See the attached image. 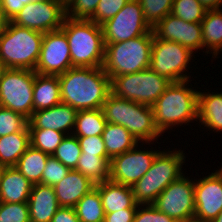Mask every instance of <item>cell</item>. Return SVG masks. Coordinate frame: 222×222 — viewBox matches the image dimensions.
I'll return each instance as SVG.
<instances>
[{
  "label": "cell",
  "mask_w": 222,
  "mask_h": 222,
  "mask_svg": "<svg viewBox=\"0 0 222 222\" xmlns=\"http://www.w3.org/2000/svg\"><path fill=\"white\" fill-rule=\"evenodd\" d=\"M141 209V210H140ZM133 222H177L152 204L138 205Z\"/></svg>",
  "instance_id": "41"
},
{
  "label": "cell",
  "mask_w": 222,
  "mask_h": 222,
  "mask_svg": "<svg viewBox=\"0 0 222 222\" xmlns=\"http://www.w3.org/2000/svg\"><path fill=\"white\" fill-rule=\"evenodd\" d=\"M30 145L45 152L49 156L53 155L67 134L52 129H29Z\"/></svg>",
  "instance_id": "32"
},
{
  "label": "cell",
  "mask_w": 222,
  "mask_h": 222,
  "mask_svg": "<svg viewBox=\"0 0 222 222\" xmlns=\"http://www.w3.org/2000/svg\"><path fill=\"white\" fill-rule=\"evenodd\" d=\"M66 18L65 5L59 0H42L25 5L12 23L42 33L61 29Z\"/></svg>",
  "instance_id": "13"
},
{
  "label": "cell",
  "mask_w": 222,
  "mask_h": 222,
  "mask_svg": "<svg viewBox=\"0 0 222 222\" xmlns=\"http://www.w3.org/2000/svg\"><path fill=\"white\" fill-rule=\"evenodd\" d=\"M152 29L158 39L180 43L193 53L203 48L201 22H187L169 14Z\"/></svg>",
  "instance_id": "17"
},
{
  "label": "cell",
  "mask_w": 222,
  "mask_h": 222,
  "mask_svg": "<svg viewBox=\"0 0 222 222\" xmlns=\"http://www.w3.org/2000/svg\"><path fill=\"white\" fill-rule=\"evenodd\" d=\"M3 170H4V167L0 165V178H1Z\"/></svg>",
  "instance_id": "52"
},
{
  "label": "cell",
  "mask_w": 222,
  "mask_h": 222,
  "mask_svg": "<svg viewBox=\"0 0 222 222\" xmlns=\"http://www.w3.org/2000/svg\"><path fill=\"white\" fill-rule=\"evenodd\" d=\"M153 29L123 42L104 43L103 70L109 78L140 72L150 67Z\"/></svg>",
  "instance_id": "6"
},
{
  "label": "cell",
  "mask_w": 222,
  "mask_h": 222,
  "mask_svg": "<svg viewBox=\"0 0 222 222\" xmlns=\"http://www.w3.org/2000/svg\"><path fill=\"white\" fill-rule=\"evenodd\" d=\"M198 120L208 130L222 131L221 92H198Z\"/></svg>",
  "instance_id": "24"
},
{
  "label": "cell",
  "mask_w": 222,
  "mask_h": 222,
  "mask_svg": "<svg viewBox=\"0 0 222 222\" xmlns=\"http://www.w3.org/2000/svg\"><path fill=\"white\" fill-rule=\"evenodd\" d=\"M76 114V109L60 103L51 108L33 112L28 120V129H52L70 135L75 128Z\"/></svg>",
  "instance_id": "18"
},
{
  "label": "cell",
  "mask_w": 222,
  "mask_h": 222,
  "mask_svg": "<svg viewBox=\"0 0 222 222\" xmlns=\"http://www.w3.org/2000/svg\"><path fill=\"white\" fill-rule=\"evenodd\" d=\"M95 188L100 193L105 214L123 209H137L139 205L134 199L130 186L117 184L108 180L95 184Z\"/></svg>",
  "instance_id": "21"
},
{
  "label": "cell",
  "mask_w": 222,
  "mask_h": 222,
  "mask_svg": "<svg viewBox=\"0 0 222 222\" xmlns=\"http://www.w3.org/2000/svg\"><path fill=\"white\" fill-rule=\"evenodd\" d=\"M107 121L100 109L78 110L73 135L88 137L102 135Z\"/></svg>",
  "instance_id": "30"
},
{
  "label": "cell",
  "mask_w": 222,
  "mask_h": 222,
  "mask_svg": "<svg viewBox=\"0 0 222 222\" xmlns=\"http://www.w3.org/2000/svg\"><path fill=\"white\" fill-rule=\"evenodd\" d=\"M60 2H62L64 5H66L68 2H70L71 0H59Z\"/></svg>",
  "instance_id": "51"
},
{
  "label": "cell",
  "mask_w": 222,
  "mask_h": 222,
  "mask_svg": "<svg viewBox=\"0 0 222 222\" xmlns=\"http://www.w3.org/2000/svg\"><path fill=\"white\" fill-rule=\"evenodd\" d=\"M44 33L7 21L0 32V59L7 69H31L37 65Z\"/></svg>",
  "instance_id": "5"
},
{
  "label": "cell",
  "mask_w": 222,
  "mask_h": 222,
  "mask_svg": "<svg viewBox=\"0 0 222 222\" xmlns=\"http://www.w3.org/2000/svg\"><path fill=\"white\" fill-rule=\"evenodd\" d=\"M192 54L190 49L180 43L160 40L154 35L149 68L171 82L189 81L186 69L193 58Z\"/></svg>",
  "instance_id": "10"
},
{
  "label": "cell",
  "mask_w": 222,
  "mask_h": 222,
  "mask_svg": "<svg viewBox=\"0 0 222 222\" xmlns=\"http://www.w3.org/2000/svg\"><path fill=\"white\" fill-rule=\"evenodd\" d=\"M104 43L123 42L152 30L145 21L139 0H130L114 17L101 25Z\"/></svg>",
  "instance_id": "12"
},
{
  "label": "cell",
  "mask_w": 222,
  "mask_h": 222,
  "mask_svg": "<svg viewBox=\"0 0 222 222\" xmlns=\"http://www.w3.org/2000/svg\"><path fill=\"white\" fill-rule=\"evenodd\" d=\"M194 220L212 222L222 210V176L217 172L194 180Z\"/></svg>",
  "instance_id": "16"
},
{
  "label": "cell",
  "mask_w": 222,
  "mask_h": 222,
  "mask_svg": "<svg viewBox=\"0 0 222 222\" xmlns=\"http://www.w3.org/2000/svg\"><path fill=\"white\" fill-rule=\"evenodd\" d=\"M206 10L220 9L222 0H198Z\"/></svg>",
  "instance_id": "46"
},
{
  "label": "cell",
  "mask_w": 222,
  "mask_h": 222,
  "mask_svg": "<svg viewBox=\"0 0 222 222\" xmlns=\"http://www.w3.org/2000/svg\"><path fill=\"white\" fill-rule=\"evenodd\" d=\"M212 222H222V210Z\"/></svg>",
  "instance_id": "49"
},
{
  "label": "cell",
  "mask_w": 222,
  "mask_h": 222,
  "mask_svg": "<svg viewBox=\"0 0 222 222\" xmlns=\"http://www.w3.org/2000/svg\"><path fill=\"white\" fill-rule=\"evenodd\" d=\"M6 23H7V20L4 18L2 14L1 5H0V32L4 29Z\"/></svg>",
  "instance_id": "47"
},
{
  "label": "cell",
  "mask_w": 222,
  "mask_h": 222,
  "mask_svg": "<svg viewBox=\"0 0 222 222\" xmlns=\"http://www.w3.org/2000/svg\"><path fill=\"white\" fill-rule=\"evenodd\" d=\"M6 70H7V67L5 66L4 62L0 59V81H1L3 74Z\"/></svg>",
  "instance_id": "48"
},
{
  "label": "cell",
  "mask_w": 222,
  "mask_h": 222,
  "mask_svg": "<svg viewBox=\"0 0 222 222\" xmlns=\"http://www.w3.org/2000/svg\"><path fill=\"white\" fill-rule=\"evenodd\" d=\"M183 150L160 151L150 169L131 188L139 205L153 204L168 185L183 175Z\"/></svg>",
  "instance_id": "7"
},
{
  "label": "cell",
  "mask_w": 222,
  "mask_h": 222,
  "mask_svg": "<svg viewBox=\"0 0 222 222\" xmlns=\"http://www.w3.org/2000/svg\"><path fill=\"white\" fill-rule=\"evenodd\" d=\"M30 222H51L60 208L53 186L33 184L28 200Z\"/></svg>",
  "instance_id": "19"
},
{
  "label": "cell",
  "mask_w": 222,
  "mask_h": 222,
  "mask_svg": "<svg viewBox=\"0 0 222 222\" xmlns=\"http://www.w3.org/2000/svg\"><path fill=\"white\" fill-rule=\"evenodd\" d=\"M82 153L108 156L102 135L77 137Z\"/></svg>",
  "instance_id": "42"
},
{
  "label": "cell",
  "mask_w": 222,
  "mask_h": 222,
  "mask_svg": "<svg viewBox=\"0 0 222 222\" xmlns=\"http://www.w3.org/2000/svg\"><path fill=\"white\" fill-rule=\"evenodd\" d=\"M201 26L203 48L209 49L205 51L207 54L214 55L222 46V9L207 10Z\"/></svg>",
  "instance_id": "27"
},
{
  "label": "cell",
  "mask_w": 222,
  "mask_h": 222,
  "mask_svg": "<svg viewBox=\"0 0 222 222\" xmlns=\"http://www.w3.org/2000/svg\"><path fill=\"white\" fill-rule=\"evenodd\" d=\"M107 155L114 156L133 149L139 142L124 127L118 124L107 123L102 133Z\"/></svg>",
  "instance_id": "26"
},
{
  "label": "cell",
  "mask_w": 222,
  "mask_h": 222,
  "mask_svg": "<svg viewBox=\"0 0 222 222\" xmlns=\"http://www.w3.org/2000/svg\"><path fill=\"white\" fill-rule=\"evenodd\" d=\"M30 146L29 131L14 132L0 137V165L15 167L19 158Z\"/></svg>",
  "instance_id": "25"
},
{
  "label": "cell",
  "mask_w": 222,
  "mask_h": 222,
  "mask_svg": "<svg viewBox=\"0 0 222 222\" xmlns=\"http://www.w3.org/2000/svg\"><path fill=\"white\" fill-rule=\"evenodd\" d=\"M82 151L78 139L73 134L66 135L60 145L56 148L53 156L63 165L75 169Z\"/></svg>",
  "instance_id": "33"
},
{
  "label": "cell",
  "mask_w": 222,
  "mask_h": 222,
  "mask_svg": "<svg viewBox=\"0 0 222 222\" xmlns=\"http://www.w3.org/2000/svg\"><path fill=\"white\" fill-rule=\"evenodd\" d=\"M206 11L198 0H174L171 14L187 22H201Z\"/></svg>",
  "instance_id": "35"
},
{
  "label": "cell",
  "mask_w": 222,
  "mask_h": 222,
  "mask_svg": "<svg viewBox=\"0 0 222 222\" xmlns=\"http://www.w3.org/2000/svg\"><path fill=\"white\" fill-rule=\"evenodd\" d=\"M188 82H172L152 105L154 123L163 134L173 126L198 120V92Z\"/></svg>",
  "instance_id": "2"
},
{
  "label": "cell",
  "mask_w": 222,
  "mask_h": 222,
  "mask_svg": "<svg viewBox=\"0 0 222 222\" xmlns=\"http://www.w3.org/2000/svg\"><path fill=\"white\" fill-rule=\"evenodd\" d=\"M62 103L58 75L35 72L33 86V112L51 108Z\"/></svg>",
  "instance_id": "23"
},
{
  "label": "cell",
  "mask_w": 222,
  "mask_h": 222,
  "mask_svg": "<svg viewBox=\"0 0 222 222\" xmlns=\"http://www.w3.org/2000/svg\"><path fill=\"white\" fill-rule=\"evenodd\" d=\"M62 103L74 109H100L110 94V78L102 67H72L58 75Z\"/></svg>",
  "instance_id": "1"
},
{
  "label": "cell",
  "mask_w": 222,
  "mask_h": 222,
  "mask_svg": "<svg viewBox=\"0 0 222 222\" xmlns=\"http://www.w3.org/2000/svg\"><path fill=\"white\" fill-rule=\"evenodd\" d=\"M0 222H30L28 203L0 202Z\"/></svg>",
  "instance_id": "38"
},
{
  "label": "cell",
  "mask_w": 222,
  "mask_h": 222,
  "mask_svg": "<svg viewBox=\"0 0 222 222\" xmlns=\"http://www.w3.org/2000/svg\"><path fill=\"white\" fill-rule=\"evenodd\" d=\"M51 222H80L73 207H60Z\"/></svg>",
  "instance_id": "45"
},
{
  "label": "cell",
  "mask_w": 222,
  "mask_h": 222,
  "mask_svg": "<svg viewBox=\"0 0 222 222\" xmlns=\"http://www.w3.org/2000/svg\"><path fill=\"white\" fill-rule=\"evenodd\" d=\"M95 188L89 178L77 170H70L68 175L54 186L60 207H74L84 195Z\"/></svg>",
  "instance_id": "20"
},
{
  "label": "cell",
  "mask_w": 222,
  "mask_h": 222,
  "mask_svg": "<svg viewBox=\"0 0 222 222\" xmlns=\"http://www.w3.org/2000/svg\"><path fill=\"white\" fill-rule=\"evenodd\" d=\"M42 0H0L1 11L7 21H11L21 9L29 4Z\"/></svg>",
  "instance_id": "43"
},
{
  "label": "cell",
  "mask_w": 222,
  "mask_h": 222,
  "mask_svg": "<svg viewBox=\"0 0 222 222\" xmlns=\"http://www.w3.org/2000/svg\"><path fill=\"white\" fill-rule=\"evenodd\" d=\"M172 82L150 68L110 79V93L121 99L152 106Z\"/></svg>",
  "instance_id": "8"
},
{
  "label": "cell",
  "mask_w": 222,
  "mask_h": 222,
  "mask_svg": "<svg viewBox=\"0 0 222 222\" xmlns=\"http://www.w3.org/2000/svg\"><path fill=\"white\" fill-rule=\"evenodd\" d=\"M28 119L11 109L0 106V137L14 132L29 131Z\"/></svg>",
  "instance_id": "36"
},
{
  "label": "cell",
  "mask_w": 222,
  "mask_h": 222,
  "mask_svg": "<svg viewBox=\"0 0 222 222\" xmlns=\"http://www.w3.org/2000/svg\"><path fill=\"white\" fill-rule=\"evenodd\" d=\"M48 157V154L30 145L19 158L15 168L32 184L41 183Z\"/></svg>",
  "instance_id": "28"
},
{
  "label": "cell",
  "mask_w": 222,
  "mask_h": 222,
  "mask_svg": "<svg viewBox=\"0 0 222 222\" xmlns=\"http://www.w3.org/2000/svg\"><path fill=\"white\" fill-rule=\"evenodd\" d=\"M32 186L15 167H4L0 178V202L27 203Z\"/></svg>",
  "instance_id": "22"
},
{
  "label": "cell",
  "mask_w": 222,
  "mask_h": 222,
  "mask_svg": "<svg viewBox=\"0 0 222 222\" xmlns=\"http://www.w3.org/2000/svg\"><path fill=\"white\" fill-rule=\"evenodd\" d=\"M34 79V70L7 69L0 81V106L29 120L33 113Z\"/></svg>",
  "instance_id": "9"
},
{
  "label": "cell",
  "mask_w": 222,
  "mask_h": 222,
  "mask_svg": "<svg viewBox=\"0 0 222 222\" xmlns=\"http://www.w3.org/2000/svg\"><path fill=\"white\" fill-rule=\"evenodd\" d=\"M100 0H71L65 5L66 17L72 19L89 20Z\"/></svg>",
  "instance_id": "40"
},
{
  "label": "cell",
  "mask_w": 222,
  "mask_h": 222,
  "mask_svg": "<svg viewBox=\"0 0 222 222\" xmlns=\"http://www.w3.org/2000/svg\"><path fill=\"white\" fill-rule=\"evenodd\" d=\"M221 176H222V168H220L219 170H216Z\"/></svg>",
  "instance_id": "53"
},
{
  "label": "cell",
  "mask_w": 222,
  "mask_h": 222,
  "mask_svg": "<svg viewBox=\"0 0 222 222\" xmlns=\"http://www.w3.org/2000/svg\"><path fill=\"white\" fill-rule=\"evenodd\" d=\"M110 161L109 156L81 153L74 170L79 171L93 183L98 184L110 179Z\"/></svg>",
  "instance_id": "29"
},
{
  "label": "cell",
  "mask_w": 222,
  "mask_h": 222,
  "mask_svg": "<svg viewBox=\"0 0 222 222\" xmlns=\"http://www.w3.org/2000/svg\"><path fill=\"white\" fill-rule=\"evenodd\" d=\"M61 29L70 47L73 67H102L105 44L102 27L91 20L66 17Z\"/></svg>",
  "instance_id": "3"
},
{
  "label": "cell",
  "mask_w": 222,
  "mask_h": 222,
  "mask_svg": "<svg viewBox=\"0 0 222 222\" xmlns=\"http://www.w3.org/2000/svg\"><path fill=\"white\" fill-rule=\"evenodd\" d=\"M80 222H103L105 217L100 193L94 188L73 207Z\"/></svg>",
  "instance_id": "31"
},
{
  "label": "cell",
  "mask_w": 222,
  "mask_h": 222,
  "mask_svg": "<svg viewBox=\"0 0 222 222\" xmlns=\"http://www.w3.org/2000/svg\"><path fill=\"white\" fill-rule=\"evenodd\" d=\"M71 169L63 165L53 155L48 157L41 177V184L55 186L65 178Z\"/></svg>",
  "instance_id": "37"
},
{
  "label": "cell",
  "mask_w": 222,
  "mask_h": 222,
  "mask_svg": "<svg viewBox=\"0 0 222 222\" xmlns=\"http://www.w3.org/2000/svg\"><path fill=\"white\" fill-rule=\"evenodd\" d=\"M220 52H222V46L219 48V50L214 55H212V57L217 58L216 56H218Z\"/></svg>",
  "instance_id": "50"
},
{
  "label": "cell",
  "mask_w": 222,
  "mask_h": 222,
  "mask_svg": "<svg viewBox=\"0 0 222 222\" xmlns=\"http://www.w3.org/2000/svg\"><path fill=\"white\" fill-rule=\"evenodd\" d=\"M101 110L107 123L124 126L139 143H148L162 135L154 123L152 106L107 96Z\"/></svg>",
  "instance_id": "4"
},
{
  "label": "cell",
  "mask_w": 222,
  "mask_h": 222,
  "mask_svg": "<svg viewBox=\"0 0 222 222\" xmlns=\"http://www.w3.org/2000/svg\"><path fill=\"white\" fill-rule=\"evenodd\" d=\"M177 222L194 220L195 193L194 181L185 174L171 182L152 204Z\"/></svg>",
  "instance_id": "11"
},
{
  "label": "cell",
  "mask_w": 222,
  "mask_h": 222,
  "mask_svg": "<svg viewBox=\"0 0 222 222\" xmlns=\"http://www.w3.org/2000/svg\"><path fill=\"white\" fill-rule=\"evenodd\" d=\"M137 209H123L105 214L103 222H133Z\"/></svg>",
  "instance_id": "44"
},
{
  "label": "cell",
  "mask_w": 222,
  "mask_h": 222,
  "mask_svg": "<svg viewBox=\"0 0 222 222\" xmlns=\"http://www.w3.org/2000/svg\"><path fill=\"white\" fill-rule=\"evenodd\" d=\"M131 150L114 156L110 161V181L132 187L150 169L159 150ZM139 149V150H137Z\"/></svg>",
  "instance_id": "14"
},
{
  "label": "cell",
  "mask_w": 222,
  "mask_h": 222,
  "mask_svg": "<svg viewBox=\"0 0 222 222\" xmlns=\"http://www.w3.org/2000/svg\"><path fill=\"white\" fill-rule=\"evenodd\" d=\"M70 47L62 29L44 33L40 56L35 72L43 75H60L72 68Z\"/></svg>",
  "instance_id": "15"
},
{
  "label": "cell",
  "mask_w": 222,
  "mask_h": 222,
  "mask_svg": "<svg viewBox=\"0 0 222 222\" xmlns=\"http://www.w3.org/2000/svg\"><path fill=\"white\" fill-rule=\"evenodd\" d=\"M130 0H100L98 6L89 19L98 25H102L114 17Z\"/></svg>",
  "instance_id": "39"
},
{
  "label": "cell",
  "mask_w": 222,
  "mask_h": 222,
  "mask_svg": "<svg viewBox=\"0 0 222 222\" xmlns=\"http://www.w3.org/2000/svg\"><path fill=\"white\" fill-rule=\"evenodd\" d=\"M174 0H139L145 21L151 28L171 14Z\"/></svg>",
  "instance_id": "34"
}]
</instances>
